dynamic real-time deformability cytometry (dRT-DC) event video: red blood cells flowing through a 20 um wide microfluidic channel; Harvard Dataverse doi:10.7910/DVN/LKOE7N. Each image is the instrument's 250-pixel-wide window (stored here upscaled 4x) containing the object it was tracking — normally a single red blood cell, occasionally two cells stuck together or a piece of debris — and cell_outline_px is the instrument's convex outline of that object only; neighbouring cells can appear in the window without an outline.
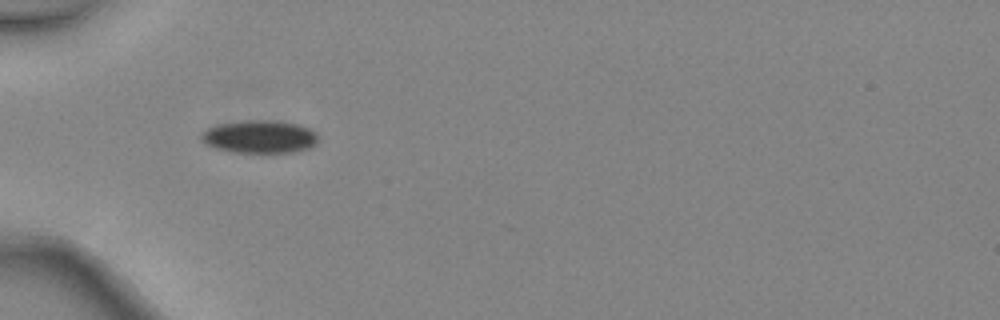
{"species": "common noctule bat (a hibernating species)", "species_latin": "Nyctalus noctula", "temperature_condition": "warm", "stored_images_in_passage": 5, "camera_frame_rate_fps": 3000, "um_per_image_px": 0.085, "animal": {"sex": "female", "body_mass_g": 24.6, "forearm_length_mm": 56.2}, "frame": {"image": 1, "passage_image": 4, "time_ms": 1.0, "image_size_px": [1000, 320], "cell_outline_px": [[316, 144], [308, 148], [296, 152], [236, 152], [216, 148], [204, 144], [200, 140], [200, 132], [216, 124], [248, 120], [268, 120], [300, 124], [316, 132]], "centroid_in_image_um": [22.02, 11.61], "position_along_channel_um": 63.0, "area_um2": 22.43}}
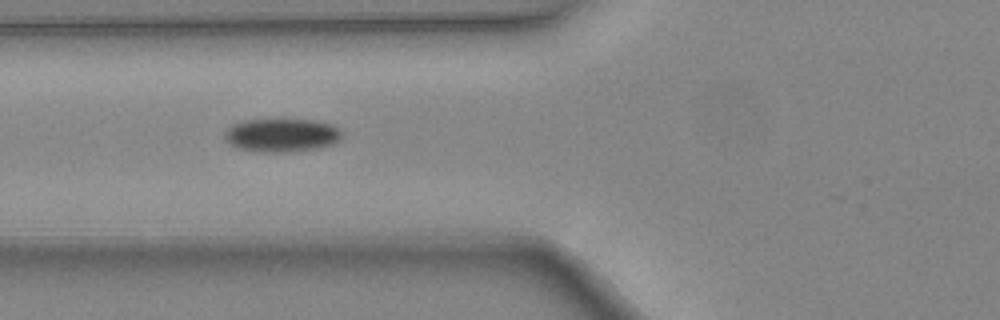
{"frame": {"image": 2, "passage_image": 5, "time_ms": 1.333, "image_size_px": [1000, 320], "cell_outline_px": [[340, 140], [332, 144], [316, 148], [284, 152], [252, 152], [236, 148], [228, 144], [224, 140], [224, 132], [232, 124], [244, 120], [276, 116], [316, 120], [332, 124], [340, 132]], "centroid_in_image_um": [23.85, 11.44], "position_along_channel_um": 102.0, "area_um2": 23.93}}